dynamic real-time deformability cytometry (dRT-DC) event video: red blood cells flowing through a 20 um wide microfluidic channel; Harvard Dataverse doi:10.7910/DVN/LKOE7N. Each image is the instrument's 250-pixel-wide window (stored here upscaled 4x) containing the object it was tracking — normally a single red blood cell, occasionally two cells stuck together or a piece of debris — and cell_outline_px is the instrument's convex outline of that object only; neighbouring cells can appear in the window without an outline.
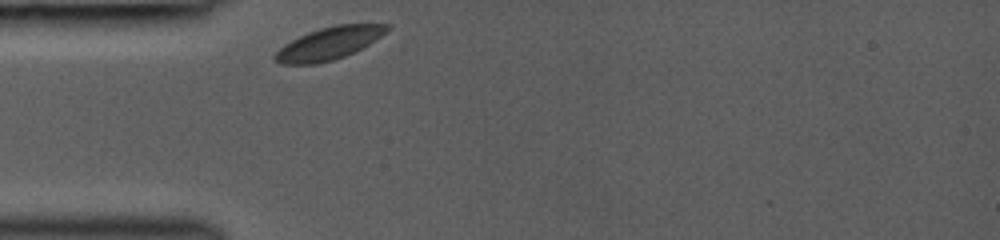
{"species": "common noctule bat (a hibernating species)", "species_latin": "Nyctalus noctula", "temperature_condition": "room temperature", "stored_images_in_passage": 18, "camera_frame_rate_fps": 3000, "um_per_image_px": 0.085, "animal": {"sex": "female", "body_mass_g": 19.0, "forearm_length_mm": 53.3}, "frame": {"image": 1, "passage_image": 1, "time_ms": 0.0, "image_size_px": [1000, 240], "cell_outline_px": [[392, 28], [368, 44], [344, 56], [332, 60], [316, 64], [280, 64], [272, 60], [272, 56], [284, 44], [308, 32], [320, 28], [336, 24], [392, 24]], "centroid_in_image_um": [27.93, 3.68], "position_along_channel_um": 57.1, "area_um2": 21.1}}
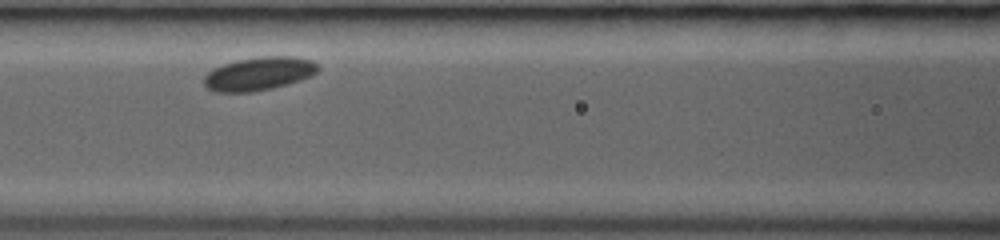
{"frame": {"image": 2, "passage_image": 10, "time_ms": 2.333, "image_size_px": [1000, 240], "cell_outline_px": [[320, 68], [312, 76], [288, 84], [272, 88], [252, 92], [216, 92], [208, 88], [204, 84], [204, 76], [212, 68], [236, 60], [260, 56], [292, 56], [312, 60]], "centroid_in_image_um": [22.01, 6.26], "position_along_channel_um": 144.6, "area_um2": 22.25}}
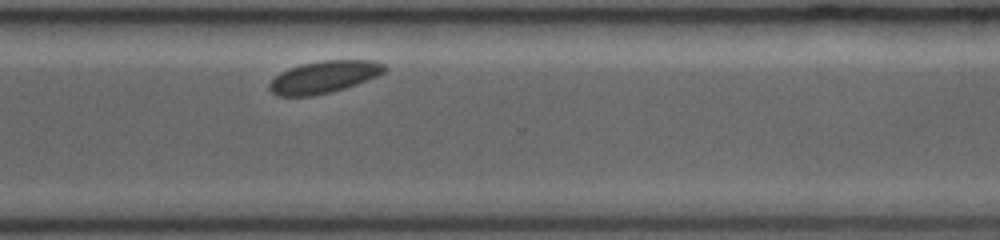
{"frame": {"image": 3, "passage_image": 18, "time_ms": 7.333, "image_size_px": [1000, 240], "cell_outline_px": [[388, 68], [384, 72], [376, 76], [356, 84], [332, 92], [312, 96], [276, 96], [268, 88], [268, 84], [280, 72], [288, 68], [300, 64], [320, 60], [376, 60], [384, 64]], "centroid_in_image_um": [27.52, 6.53], "position_along_channel_um": 343.1, "area_um2": 21.73}}